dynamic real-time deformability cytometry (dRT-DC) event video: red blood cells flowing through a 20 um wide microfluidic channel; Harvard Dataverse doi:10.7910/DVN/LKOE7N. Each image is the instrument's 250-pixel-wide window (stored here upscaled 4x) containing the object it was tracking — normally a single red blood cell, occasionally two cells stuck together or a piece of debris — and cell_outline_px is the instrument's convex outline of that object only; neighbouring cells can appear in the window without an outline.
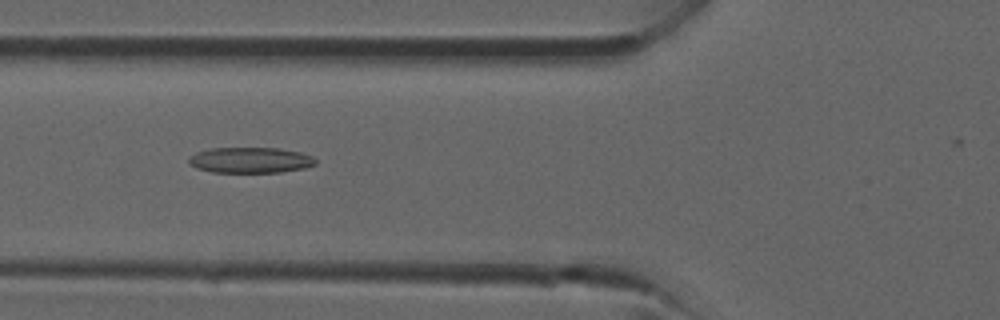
{"species": "common noctule bat (a hibernating species)", "species_latin": "Nyctalus noctula", "temperature_condition": "room temperature", "stored_images_in_passage": 30, "camera_frame_rate_fps": 3000, "um_per_image_px": 0.085, "animal": {"sex": "male", "forearm_length_mm": 52.5}, "frame": {"image": 1, "passage_image": 6, "time_ms": 1.667, "image_size_px": [1000, 320], "cell_outline_px": [[316, 164], [304, 168], [280, 172], [212, 172], [196, 168], [188, 164], [188, 156], [196, 152], [212, 148], [280, 148], [300, 152], [312, 156], [316, 160]], "centroid_in_image_um": [21.25, 13.61], "position_along_channel_um": 104.6, "area_um2": 19.07}}
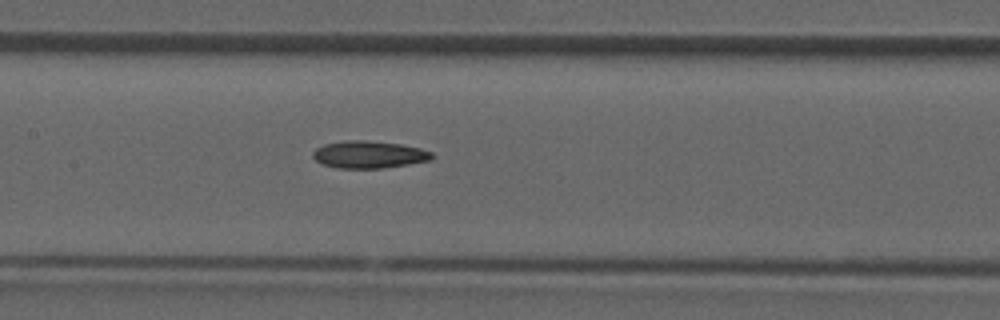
{"frame": {"image": 2, "passage_image": 10, "time_ms": 3.0, "image_size_px": [1000, 320], "cell_outline_px": [[432, 160], [384, 168], [336, 168], [320, 164], [312, 156], [312, 152], [316, 148], [324, 144], [348, 140], [364, 140], [400, 144], [420, 148], [432, 152]], "centroid_in_image_um": [31.33, 13.14], "position_along_channel_um": 176.1, "area_um2": 18.96}}
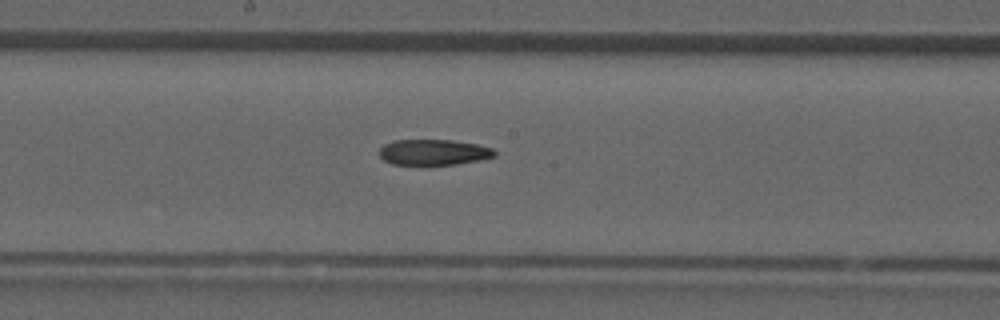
{"frame": {"image": 3, "passage_image": 12, "time_ms": 3.667, "image_size_px": [1000, 320], "cell_outline_px": [[496, 156], [456, 164], [392, 164], [384, 160], [380, 156], [380, 148], [384, 144], [392, 140], [452, 140], [476, 144], [492, 148], [496, 152]], "centroid_in_image_um": [36.83, 12.93], "position_along_channel_um": 211.4, "area_um2": 17.05}}